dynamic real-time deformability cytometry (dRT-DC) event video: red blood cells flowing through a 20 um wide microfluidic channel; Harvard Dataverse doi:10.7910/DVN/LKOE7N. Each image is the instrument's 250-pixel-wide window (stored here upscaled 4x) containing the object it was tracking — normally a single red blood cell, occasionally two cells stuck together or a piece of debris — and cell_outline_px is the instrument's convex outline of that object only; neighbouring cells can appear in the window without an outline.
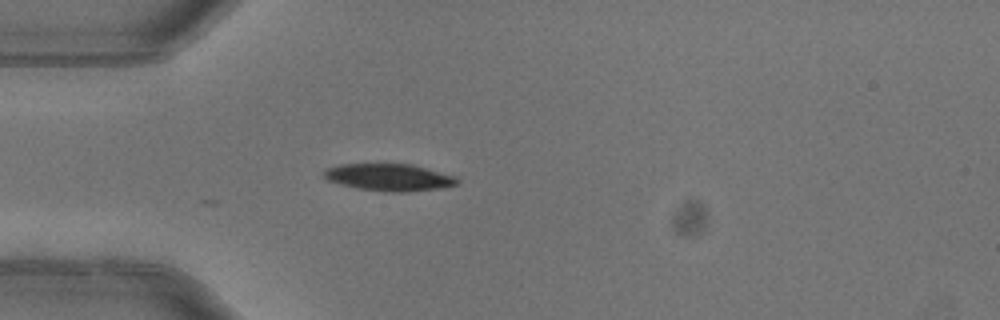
{"species": "common noctule bat (a hibernating species)", "species_latin": "Nyctalus noctula", "temperature_condition": "warm", "stored_images_in_passage": 4, "camera_frame_rate_fps": 3000, "um_per_image_px": 0.085, "animal": {"sex": "female"}, "frame": {"image": 1, "passage_image": 4, "time_ms": 1.0, "image_size_px": [1000, 320], "cell_outline_px": [[460, 184], [440, 188], [408, 192], [392, 192], [356, 188], [328, 180], [324, 176], [324, 168], [340, 164], [412, 164], [456, 176], [460, 180]], "centroid_in_image_um": [33.11, 15.07], "position_along_channel_um": 51.9, "area_um2": 21.1}}